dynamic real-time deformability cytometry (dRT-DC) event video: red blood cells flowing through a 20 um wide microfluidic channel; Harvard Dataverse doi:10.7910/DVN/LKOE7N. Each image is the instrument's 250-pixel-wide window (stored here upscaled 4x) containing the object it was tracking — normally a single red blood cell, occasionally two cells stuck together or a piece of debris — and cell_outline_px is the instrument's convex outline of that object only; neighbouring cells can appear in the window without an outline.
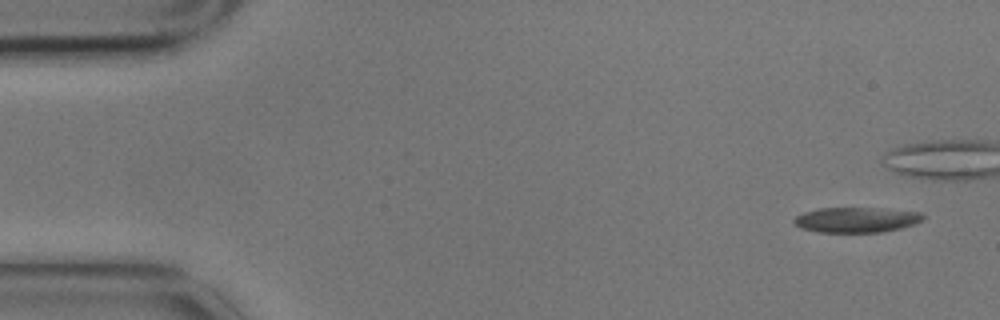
{"species": "common noctule bat (a hibernating species)", "species_latin": "Nyctalus noctula", "temperature_condition": "cold", "stored_images_in_passage": 4, "camera_frame_rate_fps": 3000, "um_per_image_px": 0.085, "animal": {"sex": "male", "body_mass_g": 17.9}, "frame": {"image": 1, "passage_image": 1, "time_ms": 0.0, "image_size_px": [1000, 320], "cell_outline_px": [[924, 220], [916, 224], [884, 232], [820, 232], [800, 228], [792, 220], [796, 216], [804, 212], [820, 208], [872, 208], [924, 212]], "centroid_in_image_um": [72.83, 18.68], "position_along_channel_um": 12.2, "area_um2": 19.02}}